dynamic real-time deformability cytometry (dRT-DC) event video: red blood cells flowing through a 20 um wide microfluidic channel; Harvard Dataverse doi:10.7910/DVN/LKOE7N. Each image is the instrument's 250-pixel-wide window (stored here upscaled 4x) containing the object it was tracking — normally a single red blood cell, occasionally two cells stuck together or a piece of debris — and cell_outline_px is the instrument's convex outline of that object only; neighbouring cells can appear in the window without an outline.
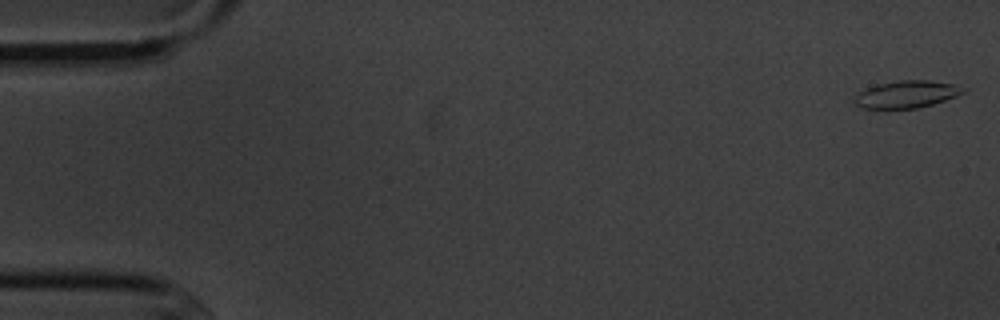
{"species": "common noctule bat (a hibernating species)", "species_latin": "Nyctalus noctula", "temperature_condition": "cold", "stored_images_in_passage": 6, "camera_frame_rate_fps": 3000, "um_per_image_px": 0.085, "animal": {"sex": "male", "body_mass_g": 20.1, "forearm_length_mm": 53.5}, "frame": {"image": 1, "passage_image": 1, "time_ms": 0.0, "image_size_px": [1000, 320], "cell_outline_px": [[968, 88], [964, 92], [956, 96], [932, 104], [916, 108], [860, 108], [852, 104], [852, 100], [860, 92], [876, 84], [900, 80], [928, 80], [956, 84]], "centroid_in_image_um": [77.05, 8.01], "position_along_channel_um": 7.9, "area_um2": 17.28}}
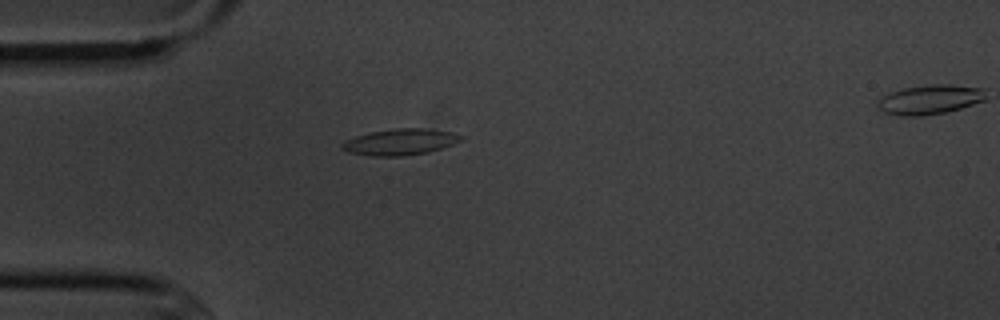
{"frame": {"image": 2, "passage_image": 5, "time_ms": 4.667, "image_size_px": [1000, 320], "cell_outline_px": [[464, 140], [428, 152], [400, 156], [372, 156], [348, 152], [340, 148], [340, 144], [356, 136], [368, 132], [396, 128], [424, 128], [452, 132], [464, 136]], "centroid_in_image_um": [34.02, 12.06], "position_along_channel_um": 51.0, "area_um2": 18.15}}